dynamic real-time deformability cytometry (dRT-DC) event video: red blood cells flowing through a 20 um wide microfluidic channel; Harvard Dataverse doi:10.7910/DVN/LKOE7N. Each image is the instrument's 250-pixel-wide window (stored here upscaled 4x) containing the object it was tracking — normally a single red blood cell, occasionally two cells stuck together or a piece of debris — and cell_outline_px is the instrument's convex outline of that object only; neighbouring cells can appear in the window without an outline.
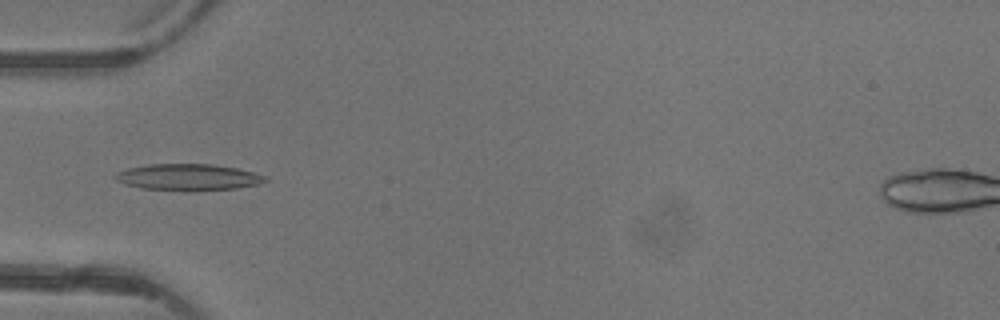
{"species": "common noctule bat (a hibernating species)", "species_latin": "Nyctalus noctula", "temperature_condition": "warm", "stored_images_in_passage": 5, "camera_frame_rate_fps": 3000, "um_per_image_px": 0.085, "animal": {"sex": "female"}, "frame": {"image": 1, "passage_image": 4, "time_ms": 3.667, "image_size_px": [1000, 320], "cell_outline_px": [[268, 180], [260, 184], [236, 188], [192, 192], [140, 188], [116, 180], [116, 172], [128, 168], [148, 164], [212, 164], [236, 168], [268, 176]], "centroid_in_image_um": [16.04, 15.07], "position_along_channel_um": 69.0, "area_um2": 23.35}}
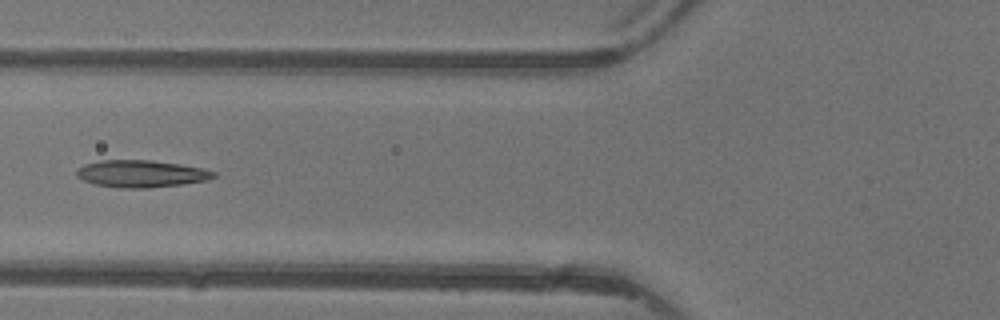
{"frame": {"image": 2, "passage_image": 5, "time_ms": 4.667, "image_size_px": [1000, 320], "cell_outline_px": [[216, 176], [208, 180], [184, 184], [148, 188], [120, 188], [96, 184], [84, 180], [76, 176], [76, 168], [84, 164], [100, 160], [152, 160], [180, 164], [204, 168], [216, 172]], "centroid_in_image_um": [12.01, 14.76], "position_along_channel_um": 113.8, "area_um2": 21.85}}